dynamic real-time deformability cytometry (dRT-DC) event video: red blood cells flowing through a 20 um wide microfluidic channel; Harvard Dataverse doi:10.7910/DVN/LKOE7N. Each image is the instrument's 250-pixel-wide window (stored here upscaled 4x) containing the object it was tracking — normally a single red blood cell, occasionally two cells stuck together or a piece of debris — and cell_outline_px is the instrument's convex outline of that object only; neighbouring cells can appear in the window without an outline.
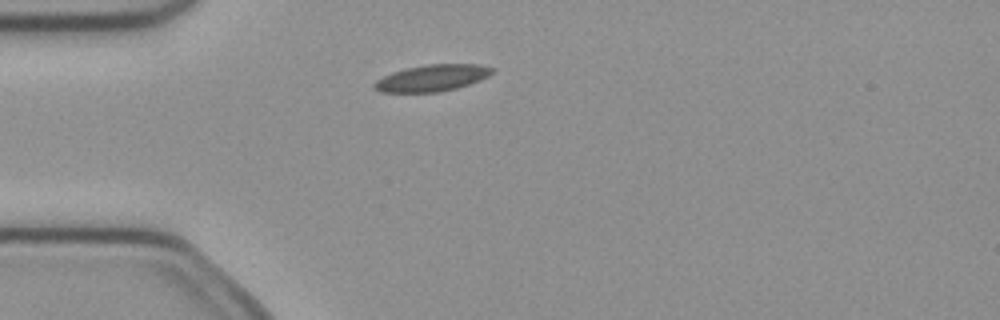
{"species": "common noctule bat (a hibernating species)", "species_latin": "Nyctalus noctula", "temperature_condition": "cold", "stored_images_in_passage": 2, "camera_frame_rate_fps": 3000, "um_per_image_px": 0.085, "animal": {"sex": "female", "body_mass_g": 21.9}, "frame": {"image": 1, "passage_image": 2, "time_ms": 0.333, "image_size_px": [1000, 320], "cell_outline_px": [[496, 72], [480, 80], [456, 88], [440, 92], [380, 92], [372, 88], [372, 84], [376, 80], [392, 72], [404, 68], [428, 64], [480, 64], [492, 68]], "centroid_in_image_um": [36.71, 6.63], "position_along_channel_um": 48.3, "area_um2": 18.38}}